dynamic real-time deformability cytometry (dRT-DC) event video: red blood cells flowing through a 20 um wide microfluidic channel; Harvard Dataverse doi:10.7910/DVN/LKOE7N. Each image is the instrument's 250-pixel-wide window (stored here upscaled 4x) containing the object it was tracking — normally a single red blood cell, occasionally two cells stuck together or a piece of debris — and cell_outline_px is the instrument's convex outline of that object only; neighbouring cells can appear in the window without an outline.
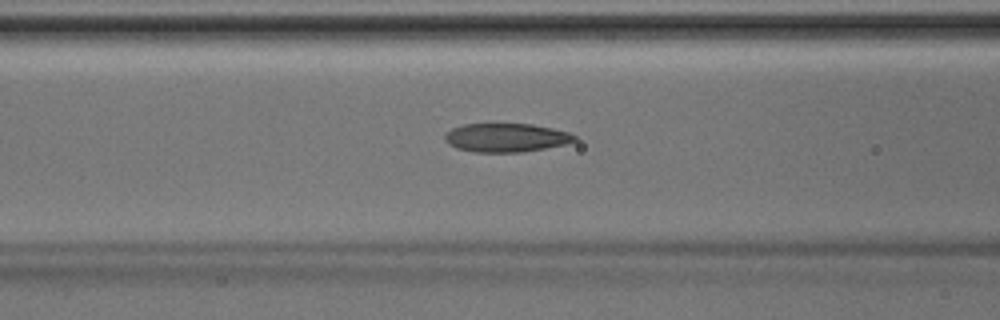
{"species": "Egyptian fruit bat (a non-hibernating species)", "species_latin": "Rousettus aegyptiacus", "temperature_condition": "room temperature", "stored_images_in_passage": 43, "camera_frame_rate_fps": 3000, "um_per_image_px": 0.085, "animal": {"sex": "male"}, "frame": {"image": 1, "passage_image": 19, "time_ms": 6.0, "image_size_px": [1000, 320], "cell_outline_px": [[576, 140], [564, 144], [544, 148], [520, 152], [472, 152], [456, 148], [448, 144], [444, 140], [444, 136], [452, 128], [464, 124], [532, 124], [552, 128], [568, 132], [576, 136]], "centroid_in_image_um": [42.98, 11.7], "position_along_channel_um": 123.6, "area_um2": 21.56}}
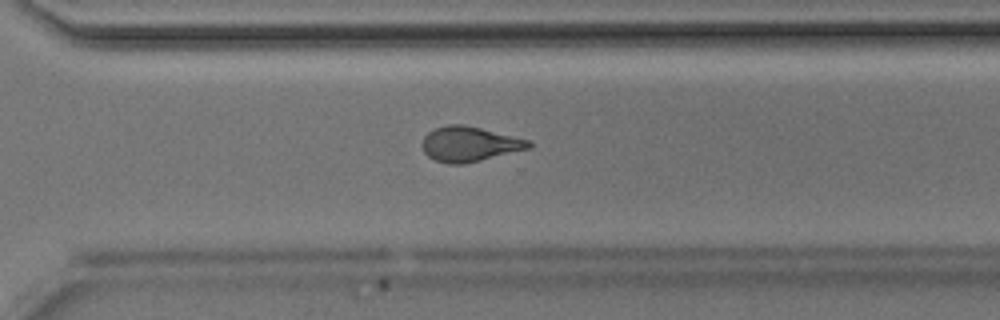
{"frame": {"image": 2, "passage_image": 33, "time_ms": 10.667, "image_size_px": [1000, 320], "cell_outline_px": [[532, 148], [464, 164], [448, 164], [436, 160], [428, 156], [424, 152], [424, 136], [428, 132], [436, 128], [448, 124], [464, 124], [532, 140]], "centroid_in_image_um": [39.96, 12.24], "position_along_channel_um": 330.6, "area_um2": 21.73}}
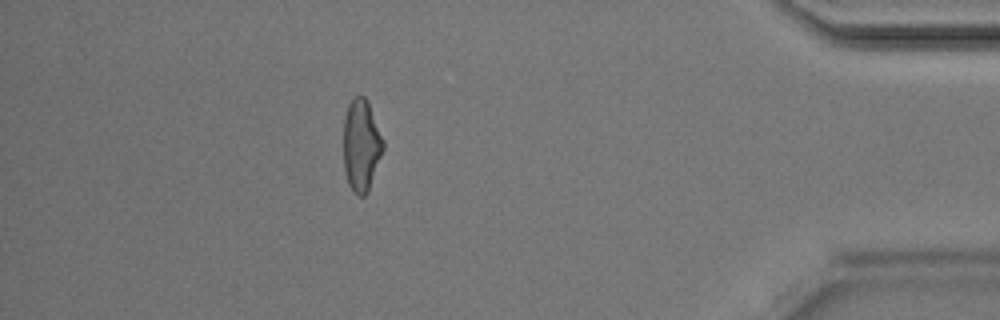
{"frame": {"image": 3, "passage_image": 41, "time_ms": 13.333, "image_size_px": [1000, 320], "cell_outline_px": [[384, 148], [368, 192], [364, 196], [356, 196], [348, 184], [344, 168], [344, 116], [348, 104], [356, 96], [364, 96], [368, 104], [384, 140]], "centroid_in_image_um": [30.7, 12.39], "position_along_channel_um": 404.5, "area_um2": 21.15}}